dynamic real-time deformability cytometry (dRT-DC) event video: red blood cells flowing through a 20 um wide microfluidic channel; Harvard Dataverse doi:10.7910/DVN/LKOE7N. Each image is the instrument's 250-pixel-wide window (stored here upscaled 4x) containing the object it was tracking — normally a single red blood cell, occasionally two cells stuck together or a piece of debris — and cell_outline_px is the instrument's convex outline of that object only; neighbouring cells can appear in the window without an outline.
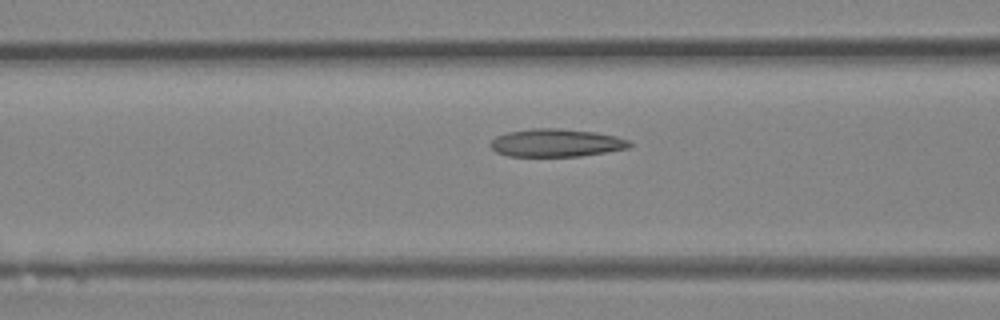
{"species": "Egyptian fruit bat (a non-hibernating species)", "species_latin": "Rousettus aegyptiacus", "temperature_condition": "room temperature", "stored_images_in_passage": 9, "camera_frame_rate_fps": 3000, "um_per_image_px": 0.085, "animal": {"sex": "female"}, "frame": {"image": 1, "passage_image": 7, "time_ms": 2.0, "image_size_px": [1000, 320], "cell_outline_px": [[632, 144], [628, 148], [580, 156], [508, 156], [496, 152], [488, 144], [496, 136], [508, 132], [532, 128], [560, 128], [596, 132], [616, 136], [628, 140]], "centroid_in_image_um": [47.25, 12.13], "position_along_channel_um": 119.3, "area_um2": 22.6}}